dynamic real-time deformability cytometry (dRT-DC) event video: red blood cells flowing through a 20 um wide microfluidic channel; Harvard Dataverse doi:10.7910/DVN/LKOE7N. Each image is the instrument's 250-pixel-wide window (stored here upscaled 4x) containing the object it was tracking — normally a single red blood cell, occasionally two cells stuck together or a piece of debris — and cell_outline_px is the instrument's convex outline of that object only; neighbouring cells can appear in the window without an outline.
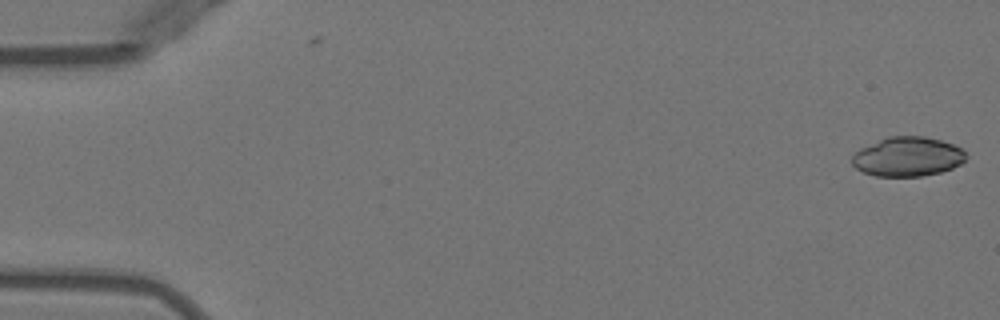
{"species": "Egyptian fruit bat (a non-hibernating species)", "species_latin": "Rousettus aegyptiacus", "temperature_condition": "warm", "stored_images_in_passage": 2, "camera_frame_rate_fps": 3000, "um_per_image_px": 0.085, "animal": {"sex": "female"}, "frame": {"image": 1, "passage_image": 2, "time_ms": 0.333, "image_size_px": [1000, 320], "cell_outline_px": [[968, 156], [960, 164], [952, 168], [940, 172], [920, 176], [876, 176], [864, 172], [856, 168], [852, 164], [852, 156], [860, 148], [888, 136], [924, 136], [940, 140], [952, 144], [960, 148]], "centroid_in_image_um": [77.14, 13.31], "position_along_channel_um": 7.9, "area_um2": 26.01}}